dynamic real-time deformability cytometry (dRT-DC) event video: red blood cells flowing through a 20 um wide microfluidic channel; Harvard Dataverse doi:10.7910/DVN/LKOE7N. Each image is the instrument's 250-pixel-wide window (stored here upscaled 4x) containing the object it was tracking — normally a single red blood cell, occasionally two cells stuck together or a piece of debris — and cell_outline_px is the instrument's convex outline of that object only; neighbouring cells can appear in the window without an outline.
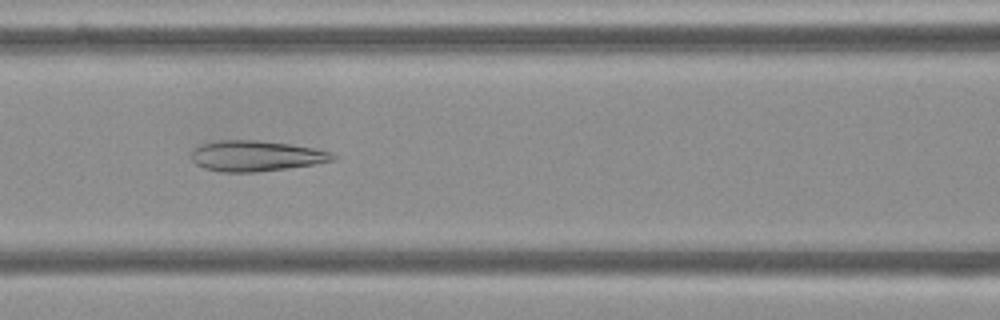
{"species": "Egyptian fruit bat (a non-hibernating species)", "species_latin": "Rousettus aegyptiacus", "temperature_condition": "cold", "stored_images_in_passage": 53, "camera_frame_rate_fps": 3000, "um_per_image_px": 0.085, "frame": {"image": 1, "passage_image": 23, "time_ms": 7.333, "image_size_px": [1000, 320], "cell_outline_px": [[340, 156], [336, 160], [312, 164], [256, 172], [220, 172], [204, 168], [196, 164], [192, 160], [192, 152], [200, 144], [216, 140], [260, 140], [288, 144], [312, 148], [332, 152]], "centroid_in_image_um": [21.76, 13.25], "position_along_channel_um": 144.8, "area_um2": 25.2}}
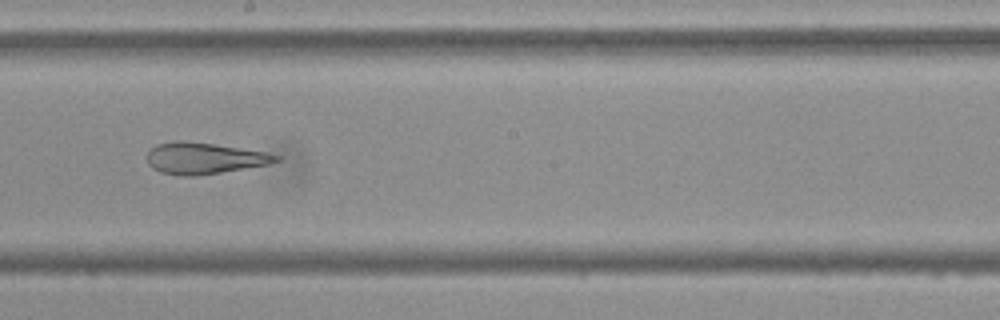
{"frame": {"image": 2, "passage_image": 30, "time_ms": 9.667, "image_size_px": [1000, 320], "cell_outline_px": [[280, 160], [268, 164], [196, 176], [180, 176], [160, 172], [152, 168], [148, 164], [144, 156], [148, 148], [156, 144], [176, 140], [184, 140], [268, 152], [280, 156]], "centroid_in_image_um": [17.26, 13.44], "position_along_channel_um": 230.9, "area_um2": 23.81}}
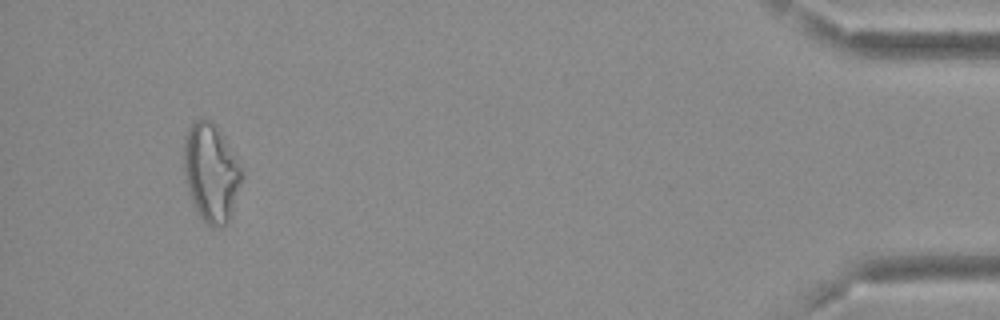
{"frame": {"image": 3, "passage_image": 51, "time_ms": 16.667, "image_size_px": [1000, 320], "cell_outline_px": [[244, 176], [228, 224], [216, 228], [212, 228], [200, 216], [192, 200], [188, 188], [184, 172], [184, 140], [188, 128], [196, 120], [212, 120], [216, 124], [224, 136], [244, 172]], "centroid_in_image_um": [17.97, 14.67], "position_along_channel_um": 417.2, "area_um2": 33.18}, "authors_computed_cell_mechanics": {"area_um2": 28.9, "velocity_mm_per_s": 3.6952, "shape_relaxation_time_tau1_ms": null, "shape_relaxation_time_tau2_ms": 2.104, "deformation_change_tau1": null, "deformation_change_tau2": 0.0984}}